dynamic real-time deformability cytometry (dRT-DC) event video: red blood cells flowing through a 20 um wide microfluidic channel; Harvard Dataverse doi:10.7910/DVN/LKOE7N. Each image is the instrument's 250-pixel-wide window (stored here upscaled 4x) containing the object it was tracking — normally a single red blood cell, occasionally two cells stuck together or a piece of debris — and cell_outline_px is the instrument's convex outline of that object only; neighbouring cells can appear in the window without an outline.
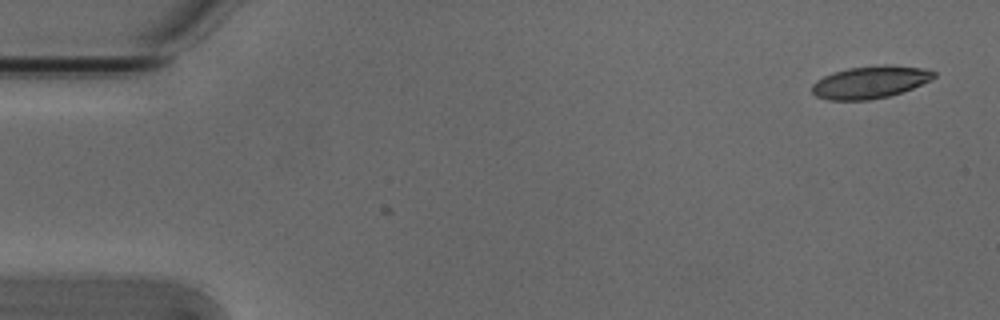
{"species": "Egyptian fruit bat (a non-hibernating species)", "species_latin": "Rousettus aegyptiacus", "temperature_condition": "cold", "stored_images_in_passage": 6, "camera_frame_rate_fps": 3000, "um_per_image_px": 0.085, "animal": {"sex": "male"}, "frame": {"image": 1, "passage_image": 1, "time_ms": 0.0, "image_size_px": [1000, 320], "cell_outline_px": [[936, 76], [932, 80], [912, 88], [888, 96], [868, 100], [828, 100], [816, 96], [812, 92], [812, 84], [816, 80], [832, 72], [848, 68], [884, 64], [888, 64], [924, 68], [936, 72]], "centroid_in_image_um": [73.97, 6.97], "position_along_channel_um": 11.0, "area_um2": 23.12}}
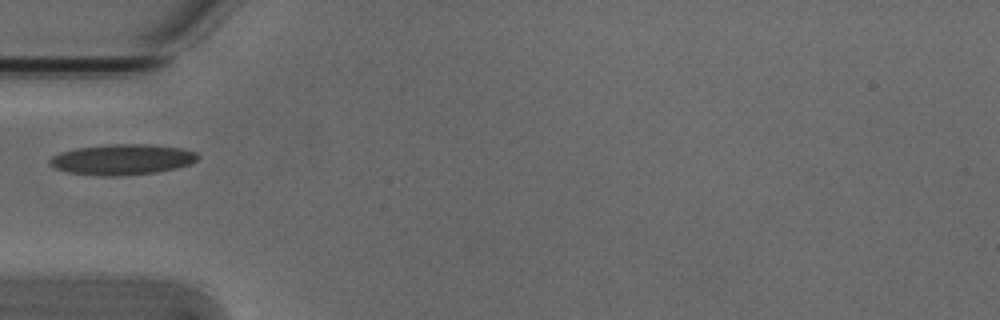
{"frame": {"image": 2, "passage_image": 5, "time_ms": 1.333, "image_size_px": [1000, 320], "cell_outline_px": [[200, 156], [196, 160], [188, 164], [176, 168], [156, 172], [120, 176], [100, 176], [68, 172], [56, 168], [48, 164], [48, 160], [52, 156], [60, 152], [76, 148], [108, 144], [148, 144], [180, 148], [196, 152]], "centroid_in_image_um": [10.35, 13.55], "position_along_channel_um": 74.6, "area_um2": 26.41}}
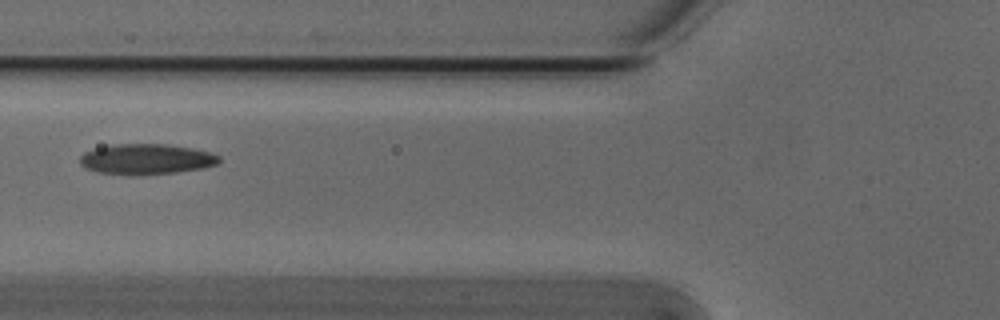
{"frame": {"image": 3, "passage_image": 6, "time_ms": 1.667, "image_size_px": [1000, 320], "cell_outline_px": [[220, 160], [216, 164], [204, 168], [176, 172], [136, 176], [128, 176], [96, 172], [84, 168], [80, 164], [80, 156], [84, 152], [96, 148], [112, 144], [164, 144], [192, 148], [212, 152], [220, 156]], "centroid_in_image_um": [12.41, 13.54], "position_along_channel_um": 113.4, "area_um2": 25.14}}